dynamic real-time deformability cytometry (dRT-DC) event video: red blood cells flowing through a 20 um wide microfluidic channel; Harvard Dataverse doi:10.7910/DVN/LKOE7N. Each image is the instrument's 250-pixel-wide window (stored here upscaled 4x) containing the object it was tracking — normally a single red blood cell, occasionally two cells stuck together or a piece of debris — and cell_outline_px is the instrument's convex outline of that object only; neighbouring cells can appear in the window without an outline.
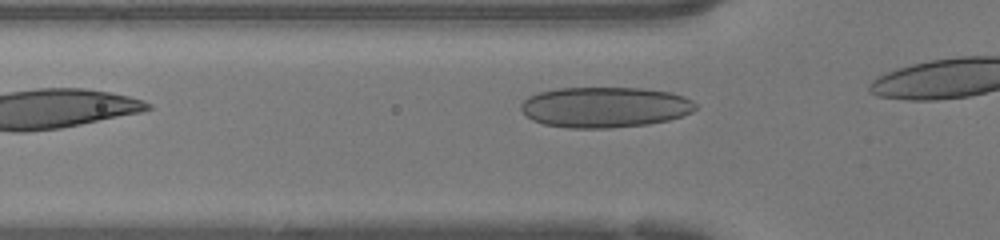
{"species": "human", "species_latin": "Homo sapiens", "temperature_condition": "warm", "stored_images_in_passage": 8, "camera_frame_rate_fps": 3000, "um_per_image_px": 0.085, "donor": {"sex": "female"}, "frame": {"image": 1, "passage_image": 3, "time_ms": 0.667, "image_size_px": [1000, 240], "cell_outline_px": [[696, 108], [692, 112], [668, 120], [648, 124], [612, 128], [568, 128], [544, 124], [532, 120], [520, 108], [520, 104], [528, 96], [540, 92], [560, 88], [640, 88], [672, 92], [684, 96], [692, 100], [696, 104]], "centroid_in_image_um": [51.42, 9.11], "position_along_channel_um": 74.4, "area_um2": 41.33}}
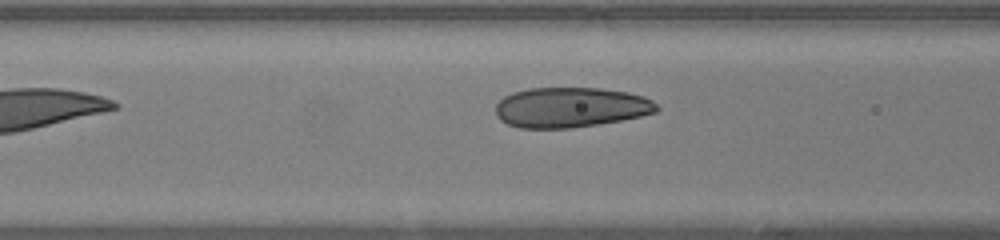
{"frame": {"image": 2, "passage_image": 6, "time_ms": 1.667, "image_size_px": [1000, 240], "cell_outline_px": [[660, 108], [656, 112], [640, 116], [620, 120], [572, 128], [520, 128], [508, 124], [500, 120], [496, 116], [496, 104], [504, 96], [512, 92], [528, 88], [600, 88], [628, 92], [644, 96], [652, 100]], "centroid_in_image_um": [48.49, 9.12], "position_along_channel_um": 118.1, "area_um2": 37.74}}